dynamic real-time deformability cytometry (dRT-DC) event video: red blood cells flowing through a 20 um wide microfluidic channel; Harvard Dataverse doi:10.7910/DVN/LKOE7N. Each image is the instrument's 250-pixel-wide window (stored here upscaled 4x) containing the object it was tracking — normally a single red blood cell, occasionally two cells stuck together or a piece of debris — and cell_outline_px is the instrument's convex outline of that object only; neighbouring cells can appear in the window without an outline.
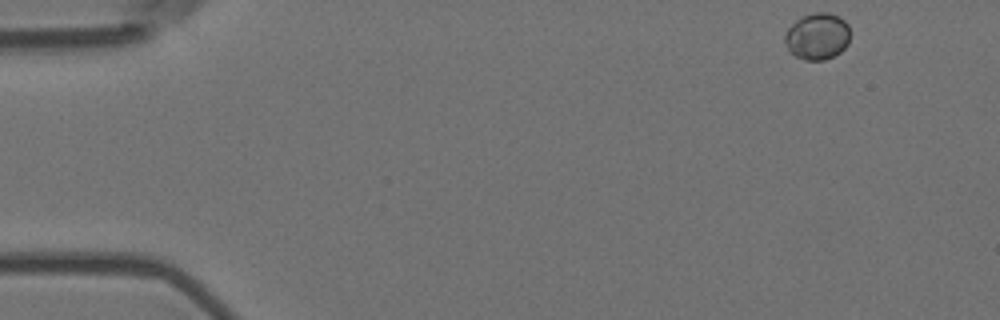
{"species": "Egyptian fruit bat (a non-hibernating species)", "species_latin": "Rousettus aegyptiacus", "temperature_condition": "room temperature", "stored_images_in_passage": 8, "camera_frame_rate_fps": 3000, "um_per_image_px": 0.085, "animal": {"sex": "female"}, "frame": {"image": 1, "passage_image": 1, "time_ms": 0.0, "image_size_px": [1000, 320], "cell_outline_px": [[848, 44], [840, 52], [824, 60], [804, 60], [788, 52], [784, 40], [784, 36], [788, 28], [796, 20], [804, 16], [816, 12], [828, 12], [840, 16], [848, 24]], "centroid_in_image_um": [69.45, 3.09], "position_along_channel_um": 15.5, "area_um2": 17.74}}